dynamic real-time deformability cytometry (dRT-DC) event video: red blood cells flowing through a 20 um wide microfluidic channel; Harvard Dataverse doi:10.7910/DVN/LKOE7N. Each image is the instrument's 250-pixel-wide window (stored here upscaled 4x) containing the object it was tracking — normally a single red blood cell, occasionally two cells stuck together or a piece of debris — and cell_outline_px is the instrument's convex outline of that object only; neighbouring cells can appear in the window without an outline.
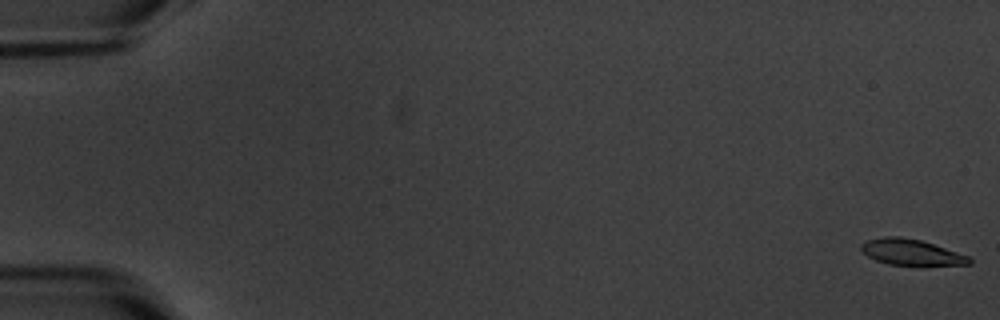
{"species": "common noctule bat (a hibernating species)", "species_latin": "Nyctalus noctula", "temperature_condition": "warm", "stored_images_in_passage": 8, "camera_frame_rate_fps": 3000, "um_per_image_px": 0.085, "animal": {"sex": "male", "body_mass_g": 20.1, "forearm_length_mm": 53.5}, "frame": {"image": 1, "passage_image": 1, "time_ms": 0.0, "image_size_px": [1000, 320], "cell_outline_px": [[972, 264], [888, 264], [876, 260], [868, 256], [860, 248], [860, 244], [868, 240], [884, 236], [900, 236], [920, 240], [968, 256], [972, 260]], "centroid_in_image_um": [77.4, 21.41], "position_along_channel_um": 7.6, "area_um2": 15.78}}
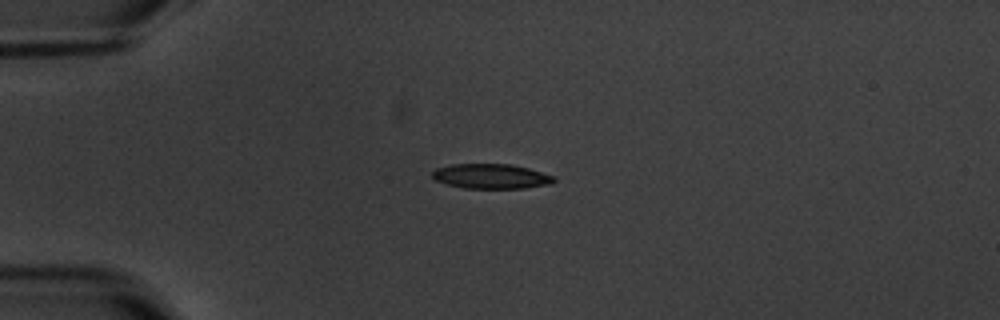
{"frame": {"image": 2, "passage_image": 6, "time_ms": 9.667, "image_size_px": [1000, 320], "cell_outline_px": [[556, 180], [552, 184], [524, 188], [464, 188], [448, 184], [436, 180], [432, 176], [432, 172], [436, 168], [452, 164], [512, 164], [528, 168], [556, 176]], "centroid_in_image_um": [41.79, 14.98], "position_along_channel_um": 43.2, "area_um2": 17.63}}